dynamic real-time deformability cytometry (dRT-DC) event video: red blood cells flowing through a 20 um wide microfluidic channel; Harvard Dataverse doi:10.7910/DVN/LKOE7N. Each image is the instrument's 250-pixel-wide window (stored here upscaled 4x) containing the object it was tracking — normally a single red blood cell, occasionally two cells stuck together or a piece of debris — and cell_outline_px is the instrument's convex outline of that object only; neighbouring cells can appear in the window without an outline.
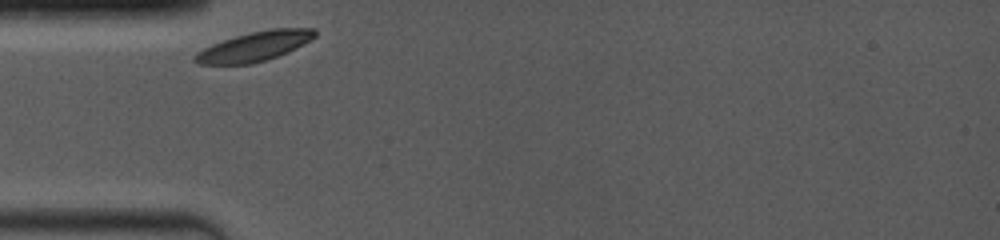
{"species": "common noctule bat (a hibernating species)", "species_latin": "Nyctalus noctula", "temperature_condition": "room temperature", "stored_images_in_passage": 20, "camera_frame_rate_fps": 4000, "um_per_image_px": 0.085, "animal": {"sex": "female", "body_mass_g": 19.0, "forearm_length_mm": 53.3}, "frame": {"image": 1, "passage_image": 1, "time_ms": 0.0, "image_size_px": [1000, 240], "cell_outline_px": [[316, 36], [288, 52], [268, 60], [252, 64], [196, 64], [192, 60], [192, 56], [196, 52], [212, 44], [236, 36], [268, 28], [316, 28]], "centroid_in_image_um": [21.61, 3.95], "position_along_channel_um": 63.4, "area_um2": 20.69}}
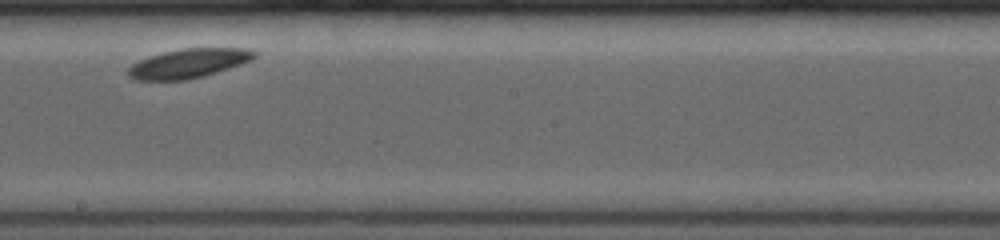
{"frame": {"image": 2, "passage_image": 12, "time_ms": 4.75, "image_size_px": [1000, 240], "cell_outline_px": [[256, 56], [252, 60], [204, 76], [188, 80], [136, 80], [128, 76], [128, 68], [132, 64], [148, 56], [164, 52], [184, 48], [248, 48], [256, 52]], "centroid_in_image_um": [16.02, 5.38], "position_along_channel_um": 232.2, "area_um2": 21.44}}
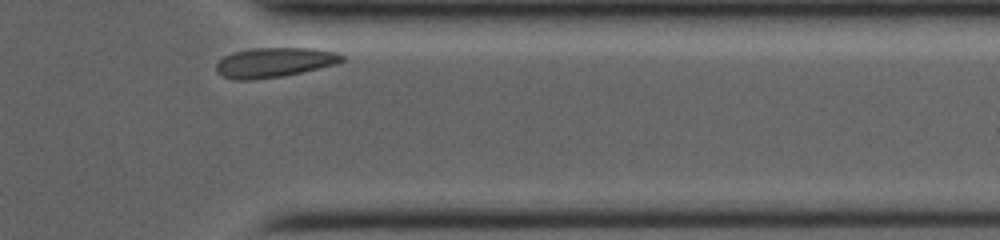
{"frame": {"image": 3, "passage_image": 20, "time_ms": 9.0, "image_size_px": [1000, 240], "cell_outline_px": [[344, 60], [336, 64], [300, 72], [280, 76], [252, 80], [236, 80], [224, 76], [216, 72], [216, 64], [224, 56], [236, 52], [252, 48], [316, 48], [336, 52], [344, 56]], "centroid_in_image_um": [23.32, 5.3], "position_along_channel_um": 388.1, "area_um2": 21.56}, "authors_computed_cell_mechanics": {"area_um2": 21.3282, "velocity_mm_per_s": 3.5856, "shape_relaxation_time_tau1_ms": 1.2566, "shape_relaxation_time_tau2_ms": null, "deformation_change_tau1": 0.0136, "deformation_change_tau2": null}}